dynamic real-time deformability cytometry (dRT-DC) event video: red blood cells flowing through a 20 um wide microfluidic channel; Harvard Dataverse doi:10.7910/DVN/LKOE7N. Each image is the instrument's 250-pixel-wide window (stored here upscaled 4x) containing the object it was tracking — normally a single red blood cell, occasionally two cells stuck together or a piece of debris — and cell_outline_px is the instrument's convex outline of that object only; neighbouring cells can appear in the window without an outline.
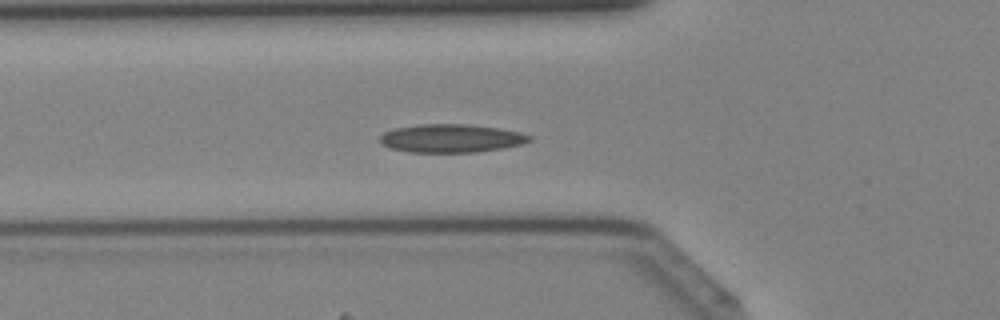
{"species": "Egyptian fruit bat (a non-hibernating species)", "species_latin": "Rousettus aegyptiacus", "temperature_condition": "cold", "stored_images_in_passage": 42, "camera_frame_rate_fps": 3000, "um_per_image_px": 0.085, "animal": {"sex": "female"}, "frame": {"image": 1, "passage_image": 15, "time_ms": 4.667, "image_size_px": [1000, 320], "cell_outline_px": [[532, 140], [524, 144], [476, 152], [408, 152], [388, 148], [380, 140], [380, 136], [384, 132], [392, 128], [420, 124], [468, 124], [500, 128], [520, 132], [532, 136]], "centroid_in_image_um": [38.35, 11.75], "position_along_channel_um": 87.4, "area_um2": 24.8}}
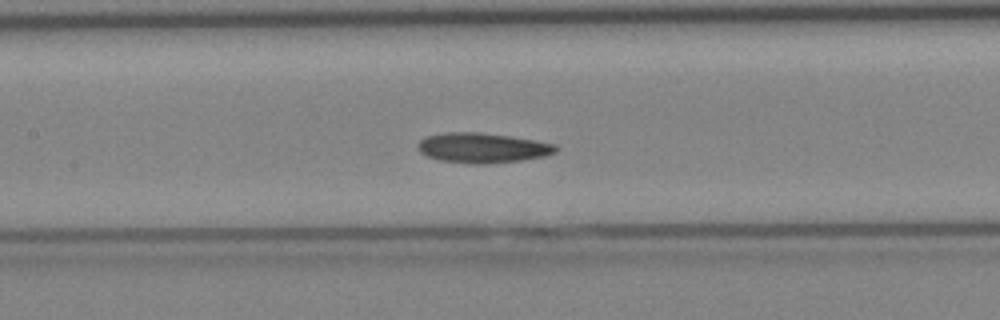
{"frame": {"image": 2, "passage_image": 20, "time_ms": 6.333, "image_size_px": [1000, 320], "cell_outline_px": [[556, 152], [544, 156], [520, 160], [484, 164], [472, 164], [440, 160], [428, 156], [420, 152], [416, 144], [420, 140], [428, 136], [448, 132], [480, 132], [508, 136], [556, 144]], "centroid_in_image_um": [40.98, 12.57], "position_along_channel_um": 166.4, "area_um2": 23.81}}
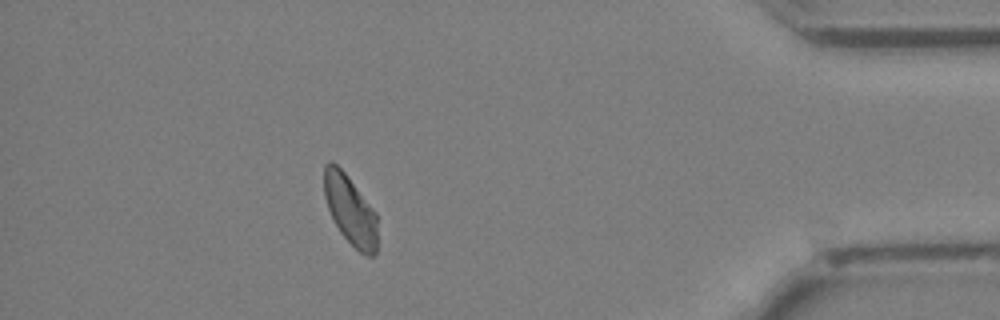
{"frame": {"image": 3, "passage_image": 38, "time_ms": 12.333, "image_size_px": [1000, 320], "cell_outline_px": [[376, 252], [372, 256], [368, 256], [360, 252], [340, 232], [328, 208], [324, 196], [324, 164], [328, 160], [332, 160], [344, 172], [376, 212]], "centroid_in_image_um": [29.75, 17.82], "position_along_channel_um": 405.5, "area_um2": 21.21}}